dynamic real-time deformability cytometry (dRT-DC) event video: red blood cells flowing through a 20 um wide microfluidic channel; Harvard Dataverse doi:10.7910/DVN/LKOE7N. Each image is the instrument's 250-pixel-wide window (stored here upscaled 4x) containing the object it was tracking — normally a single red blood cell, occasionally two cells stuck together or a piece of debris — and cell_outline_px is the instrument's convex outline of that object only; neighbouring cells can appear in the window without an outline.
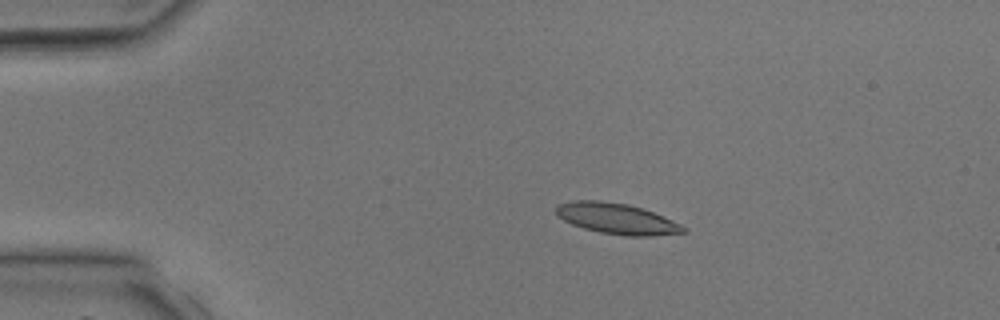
{"species": "common noctule bat (a hibernating species)", "species_latin": "Nyctalus noctula", "temperature_condition": "room temperature", "stored_images_in_passage": 4, "camera_frame_rate_fps": 3000, "um_per_image_px": 0.085, "animal": {"sex": "male", "body_mass_g": 17.9, "forearm_length_mm": 54.2}, "frame": {"image": 1, "passage_image": 3, "time_ms": 2.0, "image_size_px": [1000, 320], "cell_outline_px": [[688, 228], [684, 232], [652, 236], [624, 236], [600, 232], [584, 228], [572, 224], [556, 216], [556, 204], [572, 200], [600, 200], [628, 204], [652, 212], [672, 220]], "centroid_in_image_um": [52.38, 18.58], "position_along_channel_um": 32.6, "area_um2": 22.83}}